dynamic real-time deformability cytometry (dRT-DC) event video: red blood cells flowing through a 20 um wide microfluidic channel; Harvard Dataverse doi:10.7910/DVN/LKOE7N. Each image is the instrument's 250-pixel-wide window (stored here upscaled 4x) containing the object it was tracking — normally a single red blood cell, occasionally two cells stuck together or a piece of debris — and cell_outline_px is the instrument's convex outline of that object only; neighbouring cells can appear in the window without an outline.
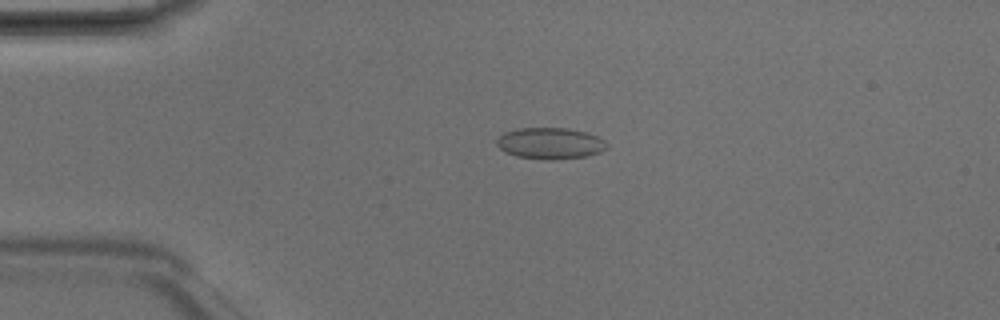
{"species": "Egyptian fruit bat (a non-hibernating species)", "species_latin": "Rousettus aegyptiacus", "temperature_condition": "room temperature", "stored_images_in_passage": 6, "camera_frame_rate_fps": 3000, "um_per_image_px": 0.085, "animal": {"sex": "male"}, "frame": {"image": 1, "passage_image": 3, "time_ms": 0.667, "image_size_px": [1000, 320], "cell_outline_px": [[608, 148], [600, 152], [588, 156], [552, 160], [548, 160], [516, 156], [504, 152], [496, 144], [496, 140], [504, 132], [516, 128], [568, 128], [588, 132], [604, 140], [608, 144]], "centroid_in_image_um": [46.77, 12.18], "position_along_channel_um": 38.2, "area_um2": 20.35}}
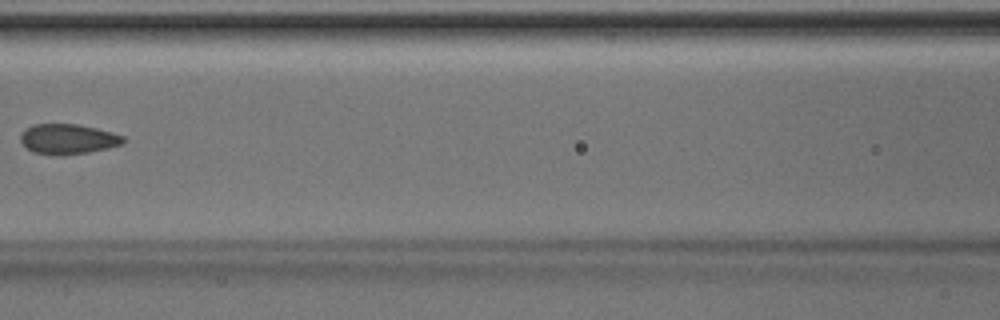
{"frame": {"image": 2, "passage_image": 6, "time_ms": 1.667, "image_size_px": [1000, 320], "cell_outline_px": [[128, 140], [124, 144], [108, 148], [88, 152], [56, 156], [32, 152], [20, 140], [20, 136], [32, 124], [76, 124], [96, 128], [112, 132], [124, 136]], "centroid_in_image_um": [5.83, 11.83], "position_along_channel_um": 160.8, "area_um2": 18.09}}